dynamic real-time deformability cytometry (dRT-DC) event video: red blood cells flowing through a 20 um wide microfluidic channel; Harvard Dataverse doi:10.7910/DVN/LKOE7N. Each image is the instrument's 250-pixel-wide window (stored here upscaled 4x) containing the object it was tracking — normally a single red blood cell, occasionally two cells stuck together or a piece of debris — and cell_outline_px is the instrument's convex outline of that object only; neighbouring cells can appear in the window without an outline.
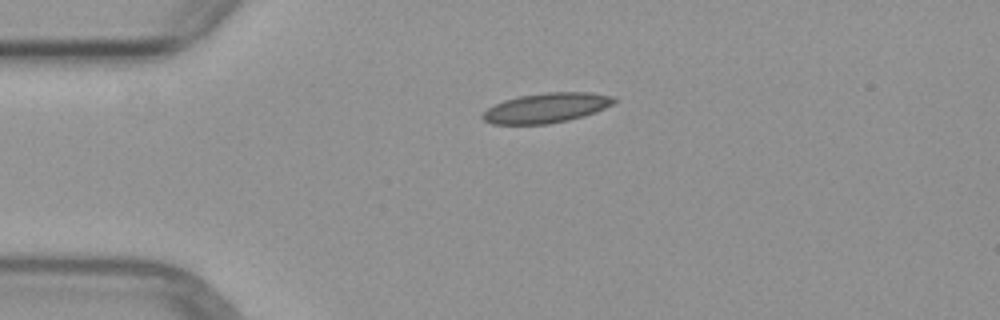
{"species": "common noctule bat (a hibernating species)", "species_latin": "Nyctalus noctula", "temperature_condition": "warm", "stored_images_in_passage": 2, "camera_frame_rate_fps": 3000, "um_per_image_px": 0.085, "animal": {"sex": "female", "body_mass_g": 29.2, "forearm_length_mm": 56.3}, "frame": {"image": 1, "passage_image": 2, "time_ms": 2.333, "image_size_px": [1000, 320], "cell_outline_px": [[620, 100], [596, 112], [584, 116], [568, 120], [548, 124], [492, 124], [484, 120], [480, 116], [488, 108], [504, 100], [520, 96], [544, 92], [592, 92], [616, 96]], "centroid_in_image_um": [46.5, 9.16], "position_along_channel_um": 38.5, "area_um2": 23.0}}